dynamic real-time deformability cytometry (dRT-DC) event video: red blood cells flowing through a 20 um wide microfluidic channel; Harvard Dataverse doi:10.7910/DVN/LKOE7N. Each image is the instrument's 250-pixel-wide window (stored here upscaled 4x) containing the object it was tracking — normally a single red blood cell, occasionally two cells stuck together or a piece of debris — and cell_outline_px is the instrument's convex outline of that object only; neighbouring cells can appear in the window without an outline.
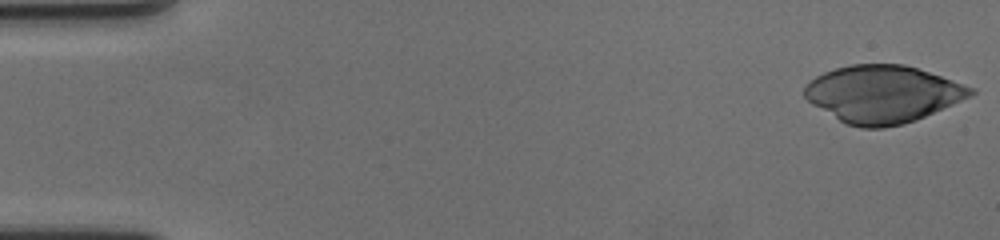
{"species": "human", "species_latin": "Homo sapiens", "temperature_condition": "cold", "stored_images_in_passage": 58, "camera_frame_rate_fps": 3000, "um_per_image_px": 0.085, "donor": {"sex": "female"}, "frame": {"image": 1, "passage_image": 1, "time_ms": 0.0, "image_size_px": [1000, 240], "cell_outline_px": [[976, 92], [972, 96], [916, 120], [904, 124], [884, 128], [860, 128], [844, 124], [812, 104], [804, 96], [804, 84], [808, 80], [824, 72], [836, 68], [852, 64], [904, 64], [976, 88]], "centroid_in_image_um": [75.01, 8.01], "position_along_channel_um": 10.0, "area_um2": 55.66}}
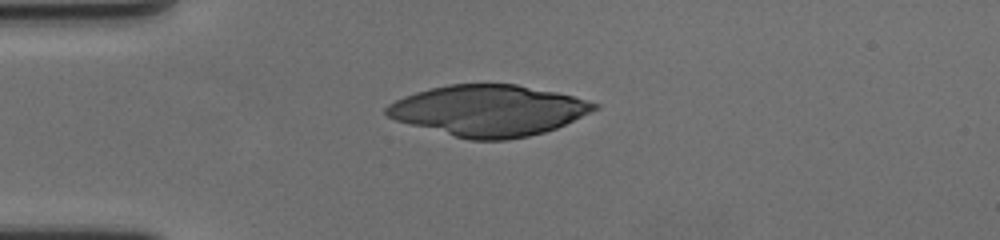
{"frame": {"image": 2, "passage_image": 15, "time_ms": 4.667, "image_size_px": [1000, 240], "cell_outline_px": [[600, 108], [592, 112], [556, 128], [544, 132], [528, 136], [504, 140], [472, 140], [456, 136], [396, 120], [388, 116], [384, 112], [384, 108], [388, 104], [404, 96], [416, 92], [448, 84], [516, 84], [556, 92], [572, 96], [600, 104]], "centroid_in_image_um": [41.55, 9.38], "position_along_channel_um": 43.4, "area_um2": 61.27}}